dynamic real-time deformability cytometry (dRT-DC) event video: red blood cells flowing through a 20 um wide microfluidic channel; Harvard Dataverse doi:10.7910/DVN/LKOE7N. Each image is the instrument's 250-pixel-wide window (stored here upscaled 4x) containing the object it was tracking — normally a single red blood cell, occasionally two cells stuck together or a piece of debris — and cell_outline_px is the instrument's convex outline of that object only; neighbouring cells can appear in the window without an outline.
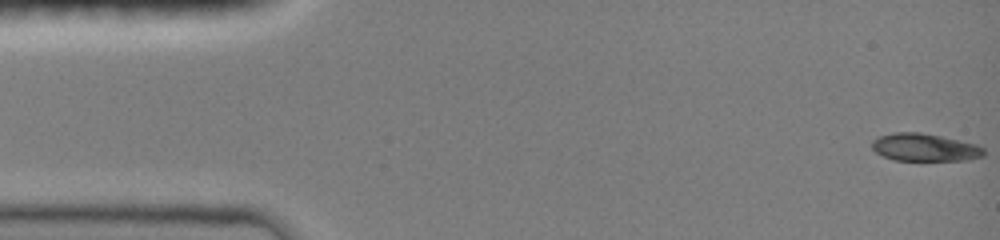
{"species": "common noctule bat (a hibernating species)", "species_latin": "Nyctalus noctula", "temperature_condition": "room temperature", "stored_images_in_passage": 48, "camera_frame_rate_fps": 3000, "um_per_image_px": 0.085, "animal": {"sex": "female", "body_mass_g": 19.0, "forearm_length_mm": 51.5}, "frame": {"image": 1, "passage_image": 1, "time_ms": 0.0, "image_size_px": [1000, 240], "cell_outline_px": [[984, 156], [968, 160], [896, 160], [884, 156], [876, 152], [872, 148], [872, 140], [880, 136], [892, 132], [920, 132], [940, 136], [976, 144], [984, 148]], "centroid_in_image_um": [78.6, 12.52], "position_along_channel_um": 6.4, "area_um2": 17.92}}
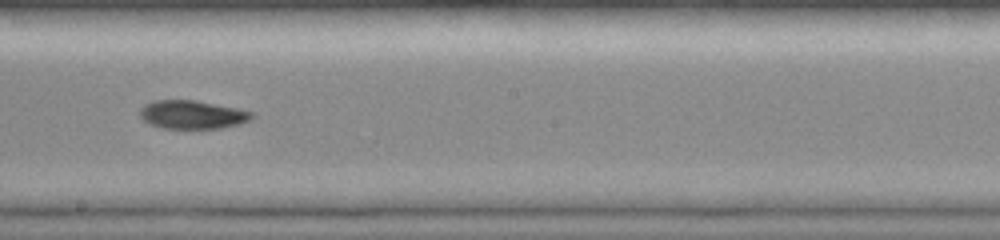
{"frame": {"image": 2, "passage_image": 27, "time_ms": 8.667, "image_size_px": [1000, 240], "cell_outline_px": [[256, 116], [252, 120], [240, 124], [220, 128], [164, 128], [148, 124], [140, 116], [140, 108], [144, 104], [152, 100], [196, 100], [240, 108], [252, 112]], "centroid_in_image_um": [16.38, 9.73], "position_along_channel_um": 231.8, "area_um2": 18.84}}
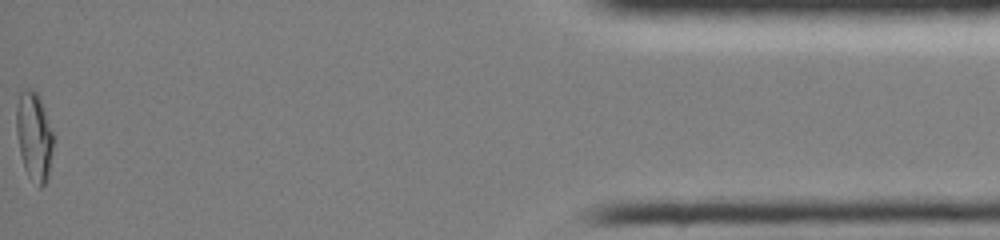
{"frame": {"image": 3, "passage_image": 48, "time_ms": 15.667, "image_size_px": [1000, 240], "cell_outline_px": [[52, 148], [48, 180], [40, 188], [28, 176], [24, 168], [20, 152], [16, 132], [16, 104], [20, 92], [24, 88], [32, 88], [40, 96], [52, 132]], "centroid_in_image_um": [2.88, 11.56], "position_along_channel_um": 432.3, "area_um2": 19.13}, "authors_computed_cell_mechanics": {"area_um2": 18.5538, "velocity_mm_per_s": 4.0458, "shape_relaxation_time_tau1_ms": null, "shape_relaxation_time_tau2_ms": 5.2529, "deformation_change_tau1": null, "deformation_change_tau2": 0.0802}}